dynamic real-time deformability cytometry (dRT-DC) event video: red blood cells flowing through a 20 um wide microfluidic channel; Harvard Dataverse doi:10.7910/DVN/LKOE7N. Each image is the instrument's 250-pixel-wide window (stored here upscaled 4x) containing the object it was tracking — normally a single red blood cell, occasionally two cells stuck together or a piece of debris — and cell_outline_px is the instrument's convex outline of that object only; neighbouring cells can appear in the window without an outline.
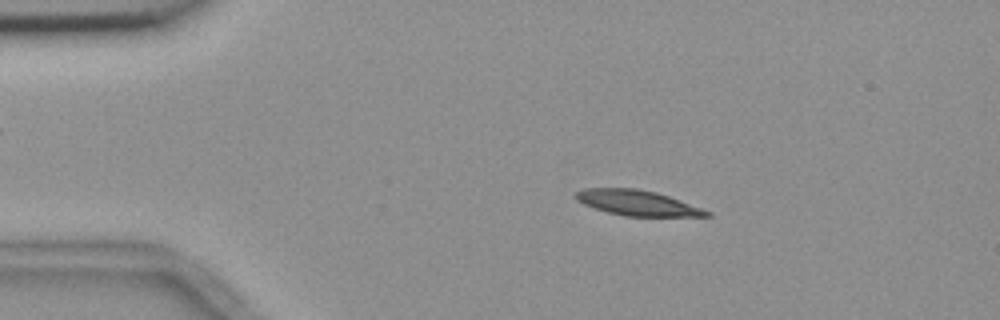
{"species": "common noctule bat (a hibernating species)", "species_latin": "Nyctalus noctula", "temperature_condition": "room temperature", "stored_images_in_passage": 56, "camera_frame_rate_fps": 3000, "um_per_image_px": 0.085, "animal": {"sex": "female", "body_mass_g": 18.4}, "frame": {"image": 1, "passage_image": 11, "time_ms": 3.333, "image_size_px": [1000, 320], "cell_outline_px": [[712, 216], [624, 216], [608, 212], [584, 204], [576, 200], [576, 192], [584, 188], [636, 188], [656, 192], [668, 196], [712, 212]], "centroid_in_image_um": [54.17, 17.24], "position_along_channel_um": 30.8, "area_um2": 19.07}}
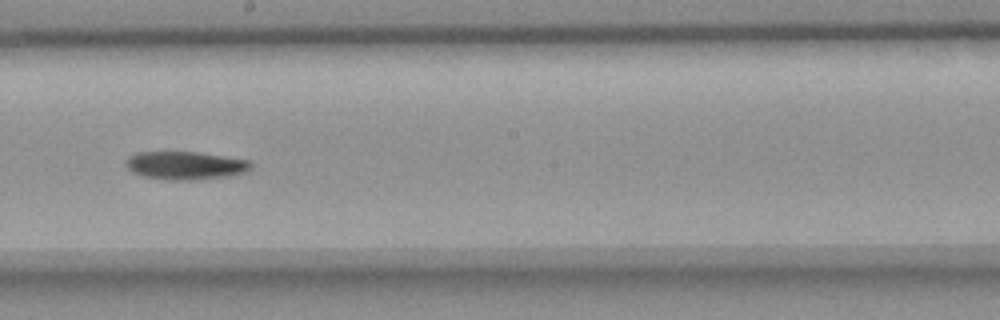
{"frame": {"image": 2, "passage_image": 32, "time_ms": 10.333, "image_size_px": [1000, 320], "cell_outline_px": [[252, 168], [244, 172], [228, 176], [192, 180], [168, 180], [140, 176], [132, 172], [124, 164], [128, 156], [136, 152], [196, 152], [248, 160], [252, 164]], "centroid_in_image_um": [15.7, 14.07], "position_along_channel_um": 232.5, "area_um2": 20.52}}
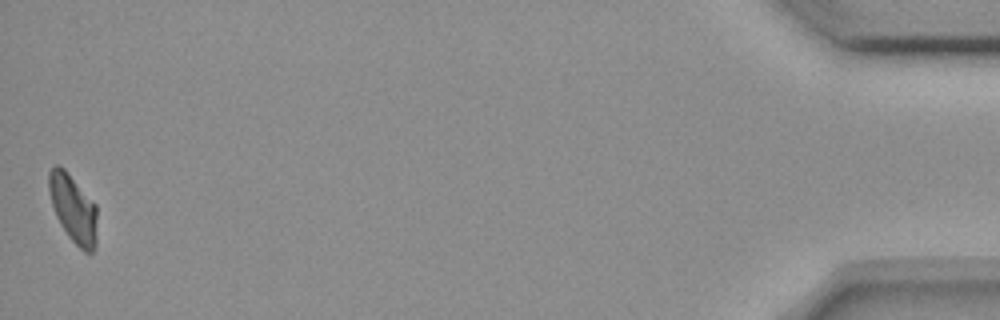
{"frame": {"image": 3, "passage_image": 56, "time_ms": 18.333, "image_size_px": [1000, 320], "cell_outline_px": [[96, 248], [92, 252], [84, 252], [68, 236], [60, 224], [56, 216], [52, 204], [48, 188], [48, 172], [56, 164], [60, 164], [64, 168], [96, 204]], "centroid_in_image_um": [6.22, 17.72], "position_along_channel_um": 429.0, "area_um2": 19.13}}